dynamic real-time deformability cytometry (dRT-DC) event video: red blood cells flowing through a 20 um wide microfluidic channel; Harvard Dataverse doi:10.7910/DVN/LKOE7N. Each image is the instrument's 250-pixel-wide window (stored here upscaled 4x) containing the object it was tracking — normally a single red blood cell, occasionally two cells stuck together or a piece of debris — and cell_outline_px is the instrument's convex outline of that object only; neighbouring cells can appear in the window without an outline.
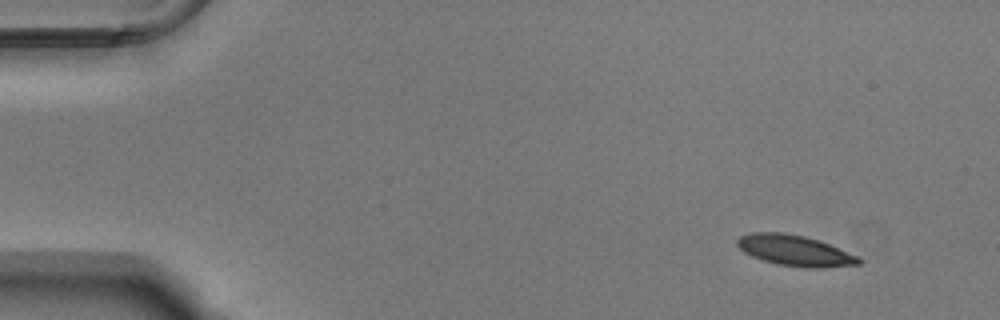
{"species": "Egyptian fruit bat (a non-hibernating species)", "species_latin": "Rousettus aegyptiacus", "temperature_condition": "warm", "stored_images_in_passage": 50, "camera_frame_rate_fps": 3000, "um_per_image_px": 0.085, "animal": {"sex": "male"}, "frame": {"image": 1, "passage_image": 1, "time_ms": 0.0, "image_size_px": [1000, 320], "cell_outline_px": [[864, 260], [860, 264], [824, 268], [804, 268], [776, 264], [752, 256], [744, 252], [736, 244], [736, 240], [740, 236], [752, 232], [784, 232], [804, 236], [828, 244], [860, 256]], "centroid_in_image_um": [67.59, 21.3], "position_along_channel_um": 17.4, "area_um2": 21.91}}
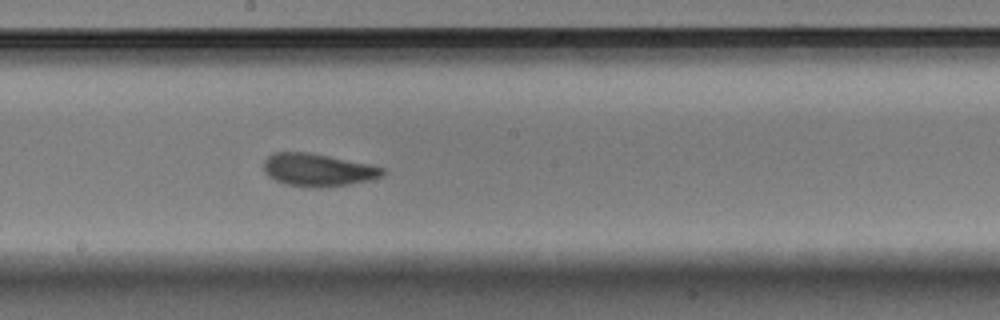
{"frame": {"image": 2, "passage_image": 26, "time_ms": 8.333, "image_size_px": [1000, 320], "cell_outline_px": [[384, 172], [380, 176], [368, 180], [328, 188], [316, 188], [284, 184], [268, 176], [264, 172], [264, 160], [272, 152], [312, 152], [368, 164], [384, 168]], "centroid_in_image_um": [26.97, 14.44], "position_along_channel_um": 221.2, "area_um2": 22.72}}
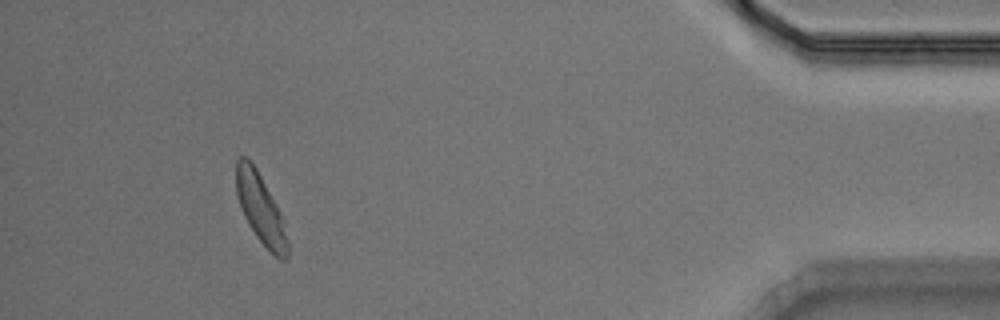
{"frame": {"image": 3, "passage_image": 46, "time_ms": 15.0, "image_size_px": [1000, 320], "cell_outline_px": [[288, 256], [284, 260], [280, 260], [256, 236], [244, 216], [236, 192], [236, 160], [240, 156], [248, 156], [252, 160], [276, 204], [284, 220], [288, 244]], "centroid_in_image_um": [22.15, 17.69], "position_along_channel_um": 413.1, "area_um2": 20.69}, "authors_computed_cell_mechanics": {"area_um2": 21.964, "velocity_mm_per_s": 3.7438, "shape_relaxation_time_tau1_ms": 2.0949, "shape_relaxation_time_tau2_ms": 1.8675, "deformation_change_tau1": 0.1345, "deformation_change_tau2": 0.0864}}